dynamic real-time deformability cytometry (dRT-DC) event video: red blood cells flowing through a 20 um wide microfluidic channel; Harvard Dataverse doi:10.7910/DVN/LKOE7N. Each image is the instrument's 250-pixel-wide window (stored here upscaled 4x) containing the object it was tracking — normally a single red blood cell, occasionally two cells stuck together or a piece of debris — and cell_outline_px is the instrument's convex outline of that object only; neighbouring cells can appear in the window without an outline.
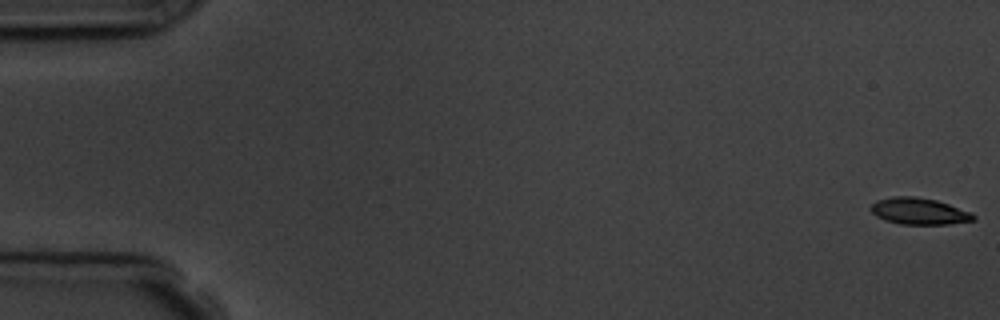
{"species": "common noctule bat (a hibernating species)", "species_latin": "Nyctalus noctula", "temperature_condition": "room temperature", "stored_images_in_passage": 6, "segment_of_instrument_passage": [1, 2], "camera_frame_rate_fps": 3000, "um_per_image_px": 0.085, "animal": {"sex": "male", "body_mass_g": 19.5, "forearm_length_mm": 54.6}, "frame": {"image": 1, "passage_image": 1, "time_ms": 0.0, "image_size_px": [1000, 320], "cell_outline_px": [[976, 220], [948, 224], [900, 224], [884, 220], [876, 216], [868, 208], [876, 200], [892, 196], [916, 196], [936, 200], [972, 212], [976, 216]], "centroid_in_image_um": [78.11, 17.95], "position_along_channel_um": 6.9, "area_um2": 16.07}}
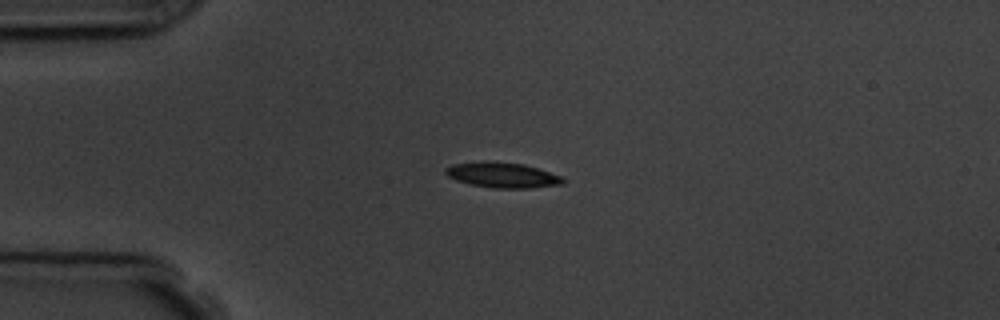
{"frame": {"image": 2, "passage_image": 4, "time_ms": 4.333, "image_size_px": [1000, 320], "cell_outline_px": [[564, 184], [528, 188], [492, 188], [468, 184], [456, 180], [448, 176], [444, 172], [444, 168], [452, 164], [480, 160], [488, 160], [524, 164], [560, 176], [564, 180]], "centroid_in_image_um": [42.62, 14.86], "position_along_channel_um": 42.4, "area_um2": 17.51}}